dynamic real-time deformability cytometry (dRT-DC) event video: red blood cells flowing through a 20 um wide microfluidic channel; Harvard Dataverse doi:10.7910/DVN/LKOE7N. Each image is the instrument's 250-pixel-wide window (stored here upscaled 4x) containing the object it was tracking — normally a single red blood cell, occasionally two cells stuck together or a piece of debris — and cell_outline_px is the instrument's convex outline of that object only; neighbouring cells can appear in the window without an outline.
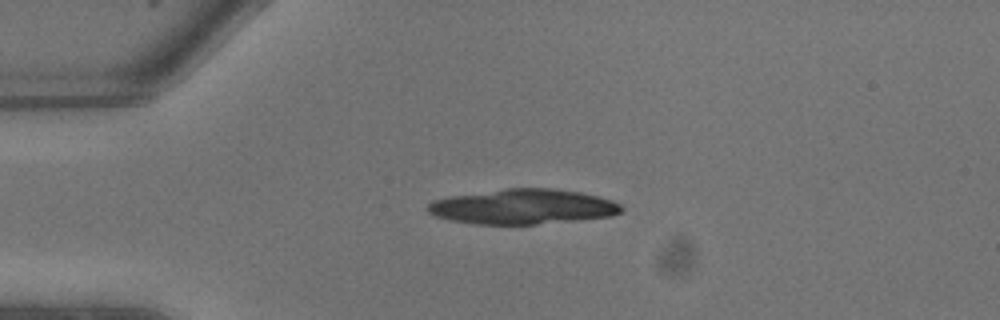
{"species": "common noctule bat (a hibernating species)", "species_latin": "Nyctalus noctula", "temperature_condition": "warm", "stored_images_in_passage": 11, "camera_frame_rate_fps": 3000, "um_per_image_px": 0.085, "animal": {"sex": "male", "body_mass_g": 13.3}, "frame": {"image": 1, "passage_image": 4, "time_ms": 1.0, "image_size_px": [1000, 320], "cell_outline_px": [[624, 208], [620, 212], [612, 216], [536, 224], [476, 224], [448, 220], [436, 216], [428, 212], [424, 208], [428, 204], [436, 200], [448, 196], [508, 188], [552, 188], [580, 192], [612, 200], [620, 204]], "centroid_in_image_um": [44.42, 17.56], "position_along_channel_um": 40.6, "area_um2": 39.42}}